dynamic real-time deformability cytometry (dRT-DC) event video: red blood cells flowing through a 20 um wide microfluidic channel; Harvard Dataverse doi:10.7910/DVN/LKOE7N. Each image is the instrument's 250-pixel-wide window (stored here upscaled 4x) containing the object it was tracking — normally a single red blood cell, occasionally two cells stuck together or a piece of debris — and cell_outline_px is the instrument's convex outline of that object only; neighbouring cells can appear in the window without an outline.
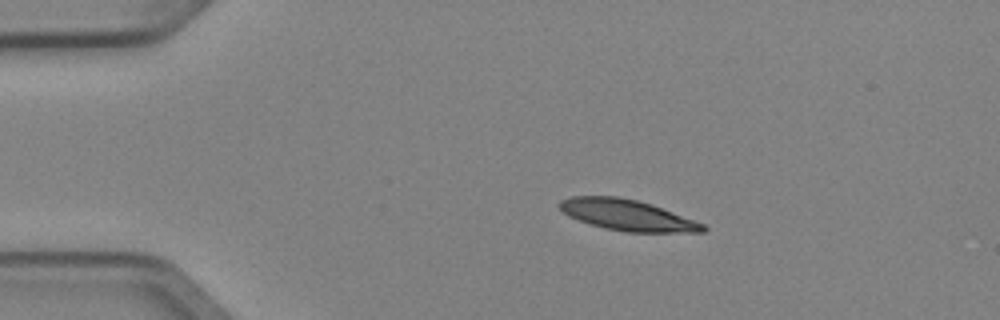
{"species": "Egyptian fruit bat (a non-hibernating species)", "species_latin": "Rousettus aegyptiacus", "temperature_condition": "cold", "stored_images_in_passage": 4, "camera_frame_rate_fps": 3000, "um_per_image_px": 0.085, "animal": {"sex": "female"}, "frame": {"image": 1, "passage_image": 2, "time_ms": 0.333, "image_size_px": [1000, 320], "cell_outline_px": [[708, 228], [704, 232], [628, 232], [604, 228], [568, 216], [556, 204], [560, 200], [572, 196], [616, 196], [636, 200], [652, 204], [704, 224]], "centroid_in_image_um": [53.31, 18.28], "position_along_channel_um": 31.7, "area_um2": 25.66}}
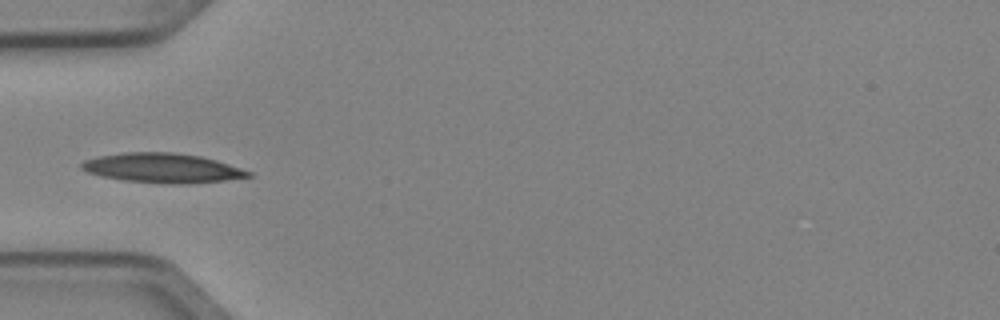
{"frame": {"image": 2, "passage_image": 4, "time_ms": 1.0, "image_size_px": [1000, 320], "cell_outline_px": [[252, 176], [224, 180], [188, 184], [172, 184], [124, 180], [100, 176], [88, 172], [80, 168], [80, 164], [84, 160], [100, 156], [124, 152], [172, 152], [200, 156], [216, 160], [252, 172]], "centroid_in_image_um": [13.79, 14.28], "position_along_channel_um": 71.2, "area_um2": 28.55}}